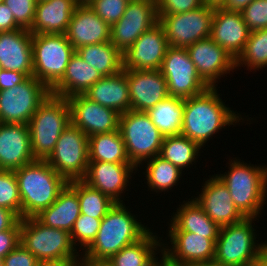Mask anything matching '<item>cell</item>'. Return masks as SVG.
<instances>
[{
  "label": "cell",
  "instance_id": "obj_1",
  "mask_svg": "<svg viewBox=\"0 0 267 266\" xmlns=\"http://www.w3.org/2000/svg\"><path fill=\"white\" fill-rule=\"evenodd\" d=\"M217 90L216 87H209L199 95L184 99L181 134L201 148L220 129L242 119L239 113L236 114L223 103Z\"/></svg>",
  "mask_w": 267,
  "mask_h": 266
},
{
  "label": "cell",
  "instance_id": "obj_2",
  "mask_svg": "<svg viewBox=\"0 0 267 266\" xmlns=\"http://www.w3.org/2000/svg\"><path fill=\"white\" fill-rule=\"evenodd\" d=\"M123 203H116L102 218L100 228L92 244L81 254L82 262H105L149 231Z\"/></svg>",
  "mask_w": 267,
  "mask_h": 266
},
{
  "label": "cell",
  "instance_id": "obj_3",
  "mask_svg": "<svg viewBox=\"0 0 267 266\" xmlns=\"http://www.w3.org/2000/svg\"><path fill=\"white\" fill-rule=\"evenodd\" d=\"M14 173L21 198V219L35 217L53 204L68 183L46 160H35Z\"/></svg>",
  "mask_w": 267,
  "mask_h": 266
},
{
  "label": "cell",
  "instance_id": "obj_4",
  "mask_svg": "<svg viewBox=\"0 0 267 266\" xmlns=\"http://www.w3.org/2000/svg\"><path fill=\"white\" fill-rule=\"evenodd\" d=\"M228 172L216 174L228 188L235 207L245 218H257L267 199V167L231 160Z\"/></svg>",
  "mask_w": 267,
  "mask_h": 266
},
{
  "label": "cell",
  "instance_id": "obj_5",
  "mask_svg": "<svg viewBox=\"0 0 267 266\" xmlns=\"http://www.w3.org/2000/svg\"><path fill=\"white\" fill-rule=\"evenodd\" d=\"M71 123L67 98L50 94L28 122L35 160H46L63 130Z\"/></svg>",
  "mask_w": 267,
  "mask_h": 266
},
{
  "label": "cell",
  "instance_id": "obj_6",
  "mask_svg": "<svg viewBox=\"0 0 267 266\" xmlns=\"http://www.w3.org/2000/svg\"><path fill=\"white\" fill-rule=\"evenodd\" d=\"M252 219L256 218H244L238 223L220 227L214 261L221 266H248L259 260L263 245L255 241Z\"/></svg>",
  "mask_w": 267,
  "mask_h": 266
},
{
  "label": "cell",
  "instance_id": "obj_7",
  "mask_svg": "<svg viewBox=\"0 0 267 266\" xmlns=\"http://www.w3.org/2000/svg\"><path fill=\"white\" fill-rule=\"evenodd\" d=\"M32 50L33 76L51 90L76 50L65 34H32Z\"/></svg>",
  "mask_w": 267,
  "mask_h": 266
},
{
  "label": "cell",
  "instance_id": "obj_8",
  "mask_svg": "<svg viewBox=\"0 0 267 266\" xmlns=\"http://www.w3.org/2000/svg\"><path fill=\"white\" fill-rule=\"evenodd\" d=\"M119 131L127 156L137 168L140 164L142 166L146 163V160L160 154L164 135L152 123L146 112L129 110L120 114Z\"/></svg>",
  "mask_w": 267,
  "mask_h": 266
},
{
  "label": "cell",
  "instance_id": "obj_9",
  "mask_svg": "<svg viewBox=\"0 0 267 266\" xmlns=\"http://www.w3.org/2000/svg\"><path fill=\"white\" fill-rule=\"evenodd\" d=\"M20 243L39 261L81 259L69 232L47 227L35 217L20 219Z\"/></svg>",
  "mask_w": 267,
  "mask_h": 266
},
{
  "label": "cell",
  "instance_id": "obj_10",
  "mask_svg": "<svg viewBox=\"0 0 267 266\" xmlns=\"http://www.w3.org/2000/svg\"><path fill=\"white\" fill-rule=\"evenodd\" d=\"M88 136L70 123L60 135L48 164L67 182L83 180L88 170Z\"/></svg>",
  "mask_w": 267,
  "mask_h": 266
},
{
  "label": "cell",
  "instance_id": "obj_11",
  "mask_svg": "<svg viewBox=\"0 0 267 266\" xmlns=\"http://www.w3.org/2000/svg\"><path fill=\"white\" fill-rule=\"evenodd\" d=\"M51 90L34 76L16 86L0 90L1 123L28 124Z\"/></svg>",
  "mask_w": 267,
  "mask_h": 266
},
{
  "label": "cell",
  "instance_id": "obj_12",
  "mask_svg": "<svg viewBox=\"0 0 267 266\" xmlns=\"http://www.w3.org/2000/svg\"><path fill=\"white\" fill-rule=\"evenodd\" d=\"M215 8L206 5L193 11L178 14H161L162 25L170 47L187 48L211 36Z\"/></svg>",
  "mask_w": 267,
  "mask_h": 266
},
{
  "label": "cell",
  "instance_id": "obj_13",
  "mask_svg": "<svg viewBox=\"0 0 267 266\" xmlns=\"http://www.w3.org/2000/svg\"><path fill=\"white\" fill-rule=\"evenodd\" d=\"M169 96L187 99L209 86L199 76L186 48L169 47L160 68Z\"/></svg>",
  "mask_w": 267,
  "mask_h": 266
},
{
  "label": "cell",
  "instance_id": "obj_14",
  "mask_svg": "<svg viewBox=\"0 0 267 266\" xmlns=\"http://www.w3.org/2000/svg\"><path fill=\"white\" fill-rule=\"evenodd\" d=\"M157 22L156 0H129L121 19L111 26L110 42L123 54Z\"/></svg>",
  "mask_w": 267,
  "mask_h": 266
},
{
  "label": "cell",
  "instance_id": "obj_15",
  "mask_svg": "<svg viewBox=\"0 0 267 266\" xmlns=\"http://www.w3.org/2000/svg\"><path fill=\"white\" fill-rule=\"evenodd\" d=\"M168 232L172 248L163 243L161 253L173 266H189L214 260L218 235H199L187 231Z\"/></svg>",
  "mask_w": 267,
  "mask_h": 266
},
{
  "label": "cell",
  "instance_id": "obj_16",
  "mask_svg": "<svg viewBox=\"0 0 267 266\" xmlns=\"http://www.w3.org/2000/svg\"><path fill=\"white\" fill-rule=\"evenodd\" d=\"M169 44L157 22L144 32L123 54V70H160Z\"/></svg>",
  "mask_w": 267,
  "mask_h": 266
},
{
  "label": "cell",
  "instance_id": "obj_17",
  "mask_svg": "<svg viewBox=\"0 0 267 266\" xmlns=\"http://www.w3.org/2000/svg\"><path fill=\"white\" fill-rule=\"evenodd\" d=\"M71 123L88 137L119 130L120 114L114 109L102 106L83 94L67 98Z\"/></svg>",
  "mask_w": 267,
  "mask_h": 266
},
{
  "label": "cell",
  "instance_id": "obj_18",
  "mask_svg": "<svg viewBox=\"0 0 267 266\" xmlns=\"http://www.w3.org/2000/svg\"><path fill=\"white\" fill-rule=\"evenodd\" d=\"M186 49L199 76L209 87H216L224 74L236 69V60L211 37L201 39Z\"/></svg>",
  "mask_w": 267,
  "mask_h": 266
},
{
  "label": "cell",
  "instance_id": "obj_19",
  "mask_svg": "<svg viewBox=\"0 0 267 266\" xmlns=\"http://www.w3.org/2000/svg\"><path fill=\"white\" fill-rule=\"evenodd\" d=\"M129 84L131 110L147 112L169 96L160 70H125Z\"/></svg>",
  "mask_w": 267,
  "mask_h": 266
},
{
  "label": "cell",
  "instance_id": "obj_20",
  "mask_svg": "<svg viewBox=\"0 0 267 266\" xmlns=\"http://www.w3.org/2000/svg\"><path fill=\"white\" fill-rule=\"evenodd\" d=\"M134 170L138 169L132 163L89 161L83 181L115 203H123L120 196L125 192L129 178H132L131 174L135 173Z\"/></svg>",
  "mask_w": 267,
  "mask_h": 266
},
{
  "label": "cell",
  "instance_id": "obj_21",
  "mask_svg": "<svg viewBox=\"0 0 267 266\" xmlns=\"http://www.w3.org/2000/svg\"><path fill=\"white\" fill-rule=\"evenodd\" d=\"M195 202L219 227L235 224L245 217L235 207L230 191L216 175L205 181Z\"/></svg>",
  "mask_w": 267,
  "mask_h": 266
},
{
  "label": "cell",
  "instance_id": "obj_22",
  "mask_svg": "<svg viewBox=\"0 0 267 266\" xmlns=\"http://www.w3.org/2000/svg\"><path fill=\"white\" fill-rule=\"evenodd\" d=\"M35 161L27 124H0V170L15 171Z\"/></svg>",
  "mask_w": 267,
  "mask_h": 266
},
{
  "label": "cell",
  "instance_id": "obj_23",
  "mask_svg": "<svg viewBox=\"0 0 267 266\" xmlns=\"http://www.w3.org/2000/svg\"><path fill=\"white\" fill-rule=\"evenodd\" d=\"M111 27L89 5H77L65 32L76 49L110 41Z\"/></svg>",
  "mask_w": 267,
  "mask_h": 266
},
{
  "label": "cell",
  "instance_id": "obj_24",
  "mask_svg": "<svg viewBox=\"0 0 267 266\" xmlns=\"http://www.w3.org/2000/svg\"><path fill=\"white\" fill-rule=\"evenodd\" d=\"M249 34L241 12L215 8L210 37L235 60L243 52Z\"/></svg>",
  "mask_w": 267,
  "mask_h": 266
},
{
  "label": "cell",
  "instance_id": "obj_25",
  "mask_svg": "<svg viewBox=\"0 0 267 266\" xmlns=\"http://www.w3.org/2000/svg\"><path fill=\"white\" fill-rule=\"evenodd\" d=\"M0 69L33 76L32 33L29 30L0 32Z\"/></svg>",
  "mask_w": 267,
  "mask_h": 266
},
{
  "label": "cell",
  "instance_id": "obj_26",
  "mask_svg": "<svg viewBox=\"0 0 267 266\" xmlns=\"http://www.w3.org/2000/svg\"><path fill=\"white\" fill-rule=\"evenodd\" d=\"M77 5L75 0L36 2L35 17L29 31L32 34H65Z\"/></svg>",
  "mask_w": 267,
  "mask_h": 266
},
{
  "label": "cell",
  "instance_id": "obj_27",
  "mask_svg": "<svg viewBox=\"0 0 267 266\" xmlns=\"http://www.w3.org/2000/svg\"><path fill=\"white\" fill-rule=\"evenodd\" d=\"M83 95L93 102L114 109L119 114L131 110L129 84L125 70L102 77Z\"/></svg>",
  "mask_w": 267,
  "mask_h": 266
},
{
  "label": "cell",
  "instance_id": "obj_28",
  "mask_svg": "<svg viewBox=\"0 0 267 266\" xmlns=\"http://www.w3.org/2000/svg\"><path fill=\"white\" fill-rule=\"evenodd\" d=\"M80 214L77 192L67 183L60 191L56 201L42 210L35 218L47 227L62 229L70 233Z\"/></svg>",
  "mask_w": 267,
  "mask_h": 266
},
{
  "label": "cell",
  "instance_id": "obj_29",
  "mask_svg": "<svg viewBox=\"0 0 267 266\" xmlns=\"http://www.w3.org/2000/svg\"><path fill=\"white\" fill-rule=\"evenodd\" d=\"M102 76L85 62L75 51L72 55L62 79L51 89V94L68 98L77 94H84Z\"/></svg>",
  "mask_w": 267,
  "mask_h": 266
},
{
  "label": "cell",
  "instance_id": "obj_30",
  "mask_svg": "<svg viewBox=\"0 0 267 266\" xmlns=\"http://www.w3.org/2000/svg\"><path fill=\"white\" fill-rule=\"evenodd\" d=\"M154 234L156 233L149 231L139 241L123 247L118 253L105 261V263L108 266H151L158 259L155 255L158 254L156 251L159 247L160 252H162L161 246L163 243L160 242L161 238L159 237L158 240L157 235Z\"/></svg>",
  "mask_w": 267,
  "mask_h": 266
},
{
  "label": "cell",
  "instance_id": "obj_31",
  "mask_svg": "<svg viewBox=\"0 0 267 266\" xmlns=\"http://www.w3.org/2000/svg\"><path fill=\"white\" fill-rule=\"evenodd\" d=\"M171 218L170 230L187 231L199 235H218L220 227L211 220L194 199L183 201Z\"/></svg>",
  "mask_w": 267,
  "mask_h": 266
},
{
  "label": "cell",
  "instance_id": "obj_32",
  "mask_svg": "<svg viewBox=\"0 0 267 266\" xmlns=\"http://www.w3.org/2000/svg\"><path fill=\"white\" fill-rule=\"evenodd\" d=\"M76 52L102 77L114 75L123 70L122 53L110 41L85 45L76 49Z\"/></svg>",
  "mask_w": 267,
  "mask_h": 266
},
{
  "label": "cell",
  "instance_id": "obj_33",
  "mask_svg": "<svg viewBox=\"0 0 267 266\" xmlns=\"http://www.w3.org/2000/svg\"><path fill=\"white\" fill-rule=\"evenodd\" d=\"M89 161L131 163L119 130L99 133L88 138Z\"/></svg>",
  "mask_w": 267,
  "mask_h": 266
},
{
  "label": "cell",
  "instance_id": "obj_34",
  "mask_svg": "<svg viewBox=\"0 0 267 266\" xmlns=\"http://www.w3.org/2000/svg\"><path fill=\"white\" fill-rule=\"evenodd\" d=\"M146 113L164 137L181 134L184 113L183 98L168 96Z\"/></svg>",
  "mask_w": 267,
  "mask_h": 266
},
{
  "label": "cell",
  "instance_id": "obj_35",
  "mask_svg": "<svg viewBox=\"0 0 267 266\" xmlns=\"http://www.w3.org/2000/svg\"><path fill=\"white\" fill-rule=\"evenodd\" d=\"M200 149L198 144L182 134L165 136L159 156L182 171L196 162Z\"/></svg>",
  "mask_w": 267,
  "mask_h": 266
},
{
  "label": "cell",
  "instance_id": "obj_36",
  "mask_svg": "<svg viewBox=\"0 0 267 266\" xmlns=\"http://www.w3.org/2000/svg\"><path fill=\"white\" fill-rule=\"evenodd\" d=\"M146 161L145 175L147 176V185L151 188V191L171 190L180 180L182 171L159 155Z\"/></svg>",
  "mask_w": 267,
  "mask_h": 266
},
{
  "label": "cell",
  "instance_id": "obj_37",
  "mask_svg": "<svg viewBox=\"0 0 267 266\" xmlns=\"http://www.w3.org/2000/svg\"><path fill=\"white\" fill-rule=\"evenodd\" d=\"M77 192L80 213L94 218H103L116 204L108 196L92 188L83 180L68 182Z\"/></svg>",
  "mask_w": 267,
  "mask_h": 266
},
{
  "label": "cell",
  "instance_id": "obj_38",
  "mask_svg": "<svg viewBox=\"0 0 267 266\" xmlns=\"http://www.w3.org/2000/svg\"><path fill=\"white\" fill-rule=\"evenodd\" d=\"M243 64L250 71L267 67V28L250 32L243 52L236 59V68Z\"/></svg>",
  "mask_w": 267,
  "mask_h": 266
},
{
  "label": "cell",
  "instance_id": "obj_39",
  "mask_svg": "<svg viewBox=\"0 0 267 266\" xmlns=\"http://www.w3.org/2000/svg\"><path fill=\"white\" fill-rule=\"evenodd\" d=\"M0 207L10 209L21 219V198L14 171L0 170Z\"/></svg>",
  "mask_w": 267,
  "mask_h": 266
},
{
  "label": "cell",
  "instance_id": "obj_40",
  "mask_svg": "<svg viewBox=\"0 0 267 266\" xmlns=\"http://www.w3.org/2000/svg\"><path fill=\"white\" fill-rule=\"evenodd\" d=\"M101 220L102 218H94L89 215L80 214L70 232L73 246L76 248L80 243V248L83 247L85 251L96 238Z\"/></svg>",
  "mask_w": 267,
  "mask_h": 266
},
{
  "label": "cell",
  "instance_id": "obj_41",
  "mask_svg": "<svg viewBox=\"0 0 267 266\" xmlns=\"http://www.w3.org/2000/svg\"><path fill=\"white\" fill-rule=\"evenodd\" d=\"M129 0H93L88 5L110 27L125 13Z\"/></svg>",
  "mask_w": 267,
  "mask_h": 266
},
{
  "label": "cell",
  "instance_id": "obj_42",
  "mask_svg": "<svg viewBox=\"0 0 267 266\" xmlns=\"http://www.w3.org/2000/svg\"><path fill=\"white\" fill-rule=\"evenodd\" d=\"M241 13L250 32L267 28V0H254Z\"/></svg>",
  "mask_w": 267,
  "mask_h": 266
},
{
  "label": "cell",
  "instance_id": "obj_43",
  "mask_svg": "<svg viewBox=\"0 0 267 266\" xmlns=\"http://www.w3.org/2000/svg\"><path fill=\"white\" fill-rule=\"evenodd\" d=\"M2 3L11 9L15 22L21 28L29 30L32 27L36 0H3Z\"/></svg>",
  "mask_w": 267,
  "mask_h": 266
},
{
  "label": "cell",
  "instance_id": "obj_44",
  "mask_svg": "<svg viewBox=\"0 0 267 266\" xmlns=\"http://www.w3.org/2000/svg\"><path fill=\"white\" fill-rule=\"evenodd\" d=\"M203 6L202 0H156L157 17L161 14H178Z\"/></svg>",
  "mask_w": 267,
  "mask_h": 266
},
{
  "label": "cell",
  "instance_id": "obj_45",
  "mask_svg": "<svg viewBox=\"0 0 267 266\" xmlns=\"http://www.w3.org/2000/svg\"><path fill=\"white\" fill-rule=\"evenodd\" d=\"M0 263L2 266H38L39 260L19 243Z\"/></svg>",
  "mask_w": 267,
  "mask_h": 266
},
{
  "label": "cell",
  "instance_id": "obj_46",
  "mask_svg": "<svg viewBox=\"0 0 267 266\" xmlns=\"http://www.w3.org/2000/svg\"><path fill=\"white\" fill-rule=\"evenodd\" d=\"M20 243V219L8 230L0 232V262Z\"/></svg>",
  "mask_w": 267,
  "mask_h": 266
},
{
  "label": "cell",
  "instance_id": "obj_47",
  "mask_svg": "<svg viewBox=\"0 0 267 266\" xmlns=\"http://www.w3.org/2000/svg\"><path fill=\"white\" fill-rule=\"evenodd\" d=\"M28 78L24 73L0 69V90L10 89Z\"/></svg>",
  "mask_w": 267,
  "mask_h": 266
},
{
  "label": "cell",
  "instance_id": "obj_48",
  "mask_svg": "<svg viewBox=\"0 0 267 266\" xmlns=\"http://www.w3.org/2000/svg\"><path fill=\"white\" fill-rule=\"evenodd\" d=\"M21 27L15 22L11 9L0 3V32L14 31Z\"/></svg>",
  "mask_w": 267,
  "mask_h": 266
},
{
  "label": "cell",
  "instance_id": "obj_49",
  "mask_svg": "<svg viewBox=\"0 0 267 266\" xmlns=\"http://www.w3.org/2000/svg\"><path fill=\"white\" fill-rule=\"evenodd\" d=\"M19 219L10 209L0 207V232L10 229Z\"/></svg>",
  "mask_w": 267,
  "mask_h": 266
},
{
  "label": "cell",
  "instance_id": "obj_50",
  "mask_svg": "<svg viewBox=\"0 0 267 266\" xmlns=\"http://www.w3.org/2000/svg\"><path fill=\"white\" fill-rule=\"evenodd\" d=\"M77 258H65L56 260L39 261L38 266H80L82 262Z\"/></svg>",
  "mask_w": 267,
  "mask_h": 266
},
{
  "label": "cell",
  "instance_id": "obj_51",
  "mask_svg": "<svg viewBox=\"0 0 267 266\" xmlns=\"http://www.w3.org/2000/svg\"><path fill=\"white\" fill-rule=\"evenodd\" d=\"M254 0H226L225 4L221 7L228 11L241 12Z\"/></svg>",
  "mask_w": 267,
  "mask_h": 266
},
{
  "label": "cell",
  "instance_id": "obj_52",
  "mask_svg": "<svg viewBox=\"0 0 267 266\" xmlns=\"http://www.w3.org/2000/svg\"><path fill=\"white\" fill-rule=\"evenodd\" d=\"M225 2L226 0H202L203 5L213 8H221Z\"/></svg>",
  "mask_w": 267,
  "mask_h": 266
},
{
  "label": "cell",
  "instance_id": "obj_53",
  "mask_svg": "<svg viewBox=\"0 0 267 266\" xmlns=\"http://www.w3.org/2000/svg\"><path fill=\"white\" fill-rule=\"evenodd\" d=\"M151 266H173V265L162 255L161 260L158 261L157 259V261L153 263Z\"/></svg>",
  "mask_w": 267,
  "mask_h": 266
},
{
  "label": "cell",
  "instance_id": "obj_54",
  "mask_svg": "<svg viewBox=\"0 0 267 266\" xmlns=\"http://www.w3.org/2000/svg\"><path fill=\"white\" fill-rule=\"evenodd\" d=\"M189 266H221L218 262L216 261H209V262H201V263H195Z\"/></svg>",
  "mask_w": 267,
  "mask_h": 266
},
{
  "label": "cell",
  "instance_id": "obj_55",
  "mask_svg": "<svg viewBox=\"0 0 267 266\" xmlns=\"http://www.w3.org/2000/svg\"><path fill=\"white\" fill-rule=\"evenodd\" d=\"M257 262L260 264V266H267V255L263 251Z\"/></svg>",
  "mask_w": 267,
  "mask_h": 266
},
{
  "label": "cell",
  "instance_id": "obj_56",
  "mask_svg": "<svg viewBox=\"0 0 267 266\" xmlns=\"http://www.w3.org/2000/svg\"><path fill=\"white\" fill-rule=\"evenodd\" d=\"M80 266H108V265L105 262H97V263L81 262Z\"/></svg>",
  "mask_w": 267,
  "mask_h": 266
},
{
  "label": "cell",
  "instance_id": "obj_57",
  "mask_svg": "<svg viewBox=\"0 0 267 266\" xmlns=\"http://www.w3.org/2000/svg\"><path fill=\"white\" fill-rule=\"evenodd\" d=\"M78 5H88L93 0H75Z\"/></svg>",
  "mask_w": 267,
  "mask_h": 266
},
{
  "label": "cell",
  "instance_id": "obj_58",
  "mask_svg": "<svg viewBox=\"0 0 267 266\" xmlns=\"http://www.w3.org/2000/svg\"><path fill=\"white\" fill-rule=\"evenodd\" d=\"M262 245H263L262 251L267 255V241H265V243L263 242Z\"/></svg>",
  "mask_w": 267,
  "mask_h": 266
},
{
  "label": "cell",
  "instance_id": "obj_59",
  "mask_svg": "<svg viewBox=\"0 0 267 266\" xmlns=\"http://www.w3.org/2000/svg\"><path fill=\"white\" fill-rule=\"evenodd\" d=\"M248 266H260V264L258 262H256V263L248 265Z\"/></svg>",
  "mask_w": 267,
  "mask_h": 266
}]
</instances>
